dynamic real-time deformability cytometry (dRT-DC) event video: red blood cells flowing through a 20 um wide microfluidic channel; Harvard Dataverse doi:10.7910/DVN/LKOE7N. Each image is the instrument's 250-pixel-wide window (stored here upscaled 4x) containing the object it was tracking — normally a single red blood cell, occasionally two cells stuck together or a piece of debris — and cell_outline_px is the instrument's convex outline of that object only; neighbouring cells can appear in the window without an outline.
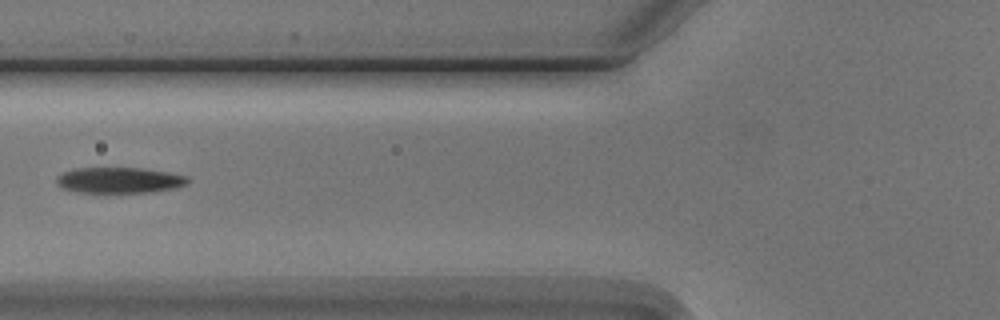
{"species": "Egyptian fruit bat (a non-hibernating species)", "species_latin": "Rousettus aegyptiacus", "temperature_condition": "cold", "stored_images_in_passage": 4, "camera_frame_rate_fps": 3000, "um_per_image_px": 0.085, "animal": {"sex": "male"}, "frame": {"image": 1, "passage_image": 3, "time_ms": 2.667, "image_size_px": [1000, 320], "cell_outline_px": [[188, 184], [176, 188], [152, 192], [76, 192], [60, 188], [56, 184], [56, 176], [72, 168], [140, 168], [168, 172], [188, 176]], "centroid_in_image_um": [10.12, 15.32], "position_along_channel_um": 115.7, "area_um2": 19.88}}
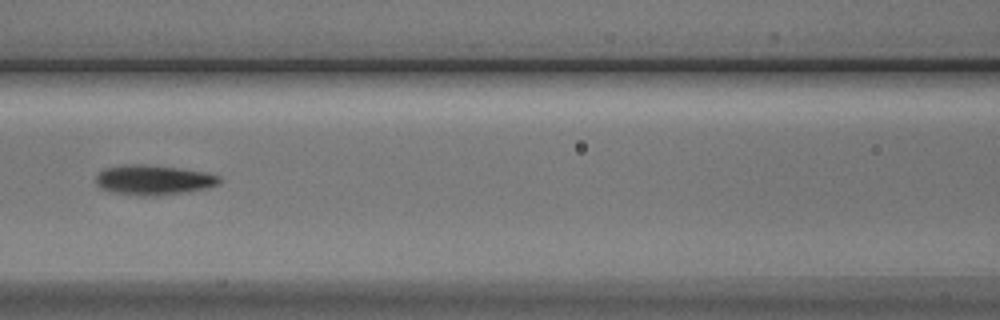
{"frame": {"image": 2, "passage_image": 4, "time_ms": 3.667, "image_size_px": [1000, 320], "cell_outline_px": [[220, 184], [204, 188], [184, 192], [156, 196], [140, 196], [112, 192], [100, 188], [96, 184], [96, 172], [104, 168], [124, 164], [144, 164], [180, 168], [208, 172], [220, 176]], "centroid_in_image_um": [13.01, 15.28], "position_along_channel_um": 153.6, "area_um2": 21.79}}